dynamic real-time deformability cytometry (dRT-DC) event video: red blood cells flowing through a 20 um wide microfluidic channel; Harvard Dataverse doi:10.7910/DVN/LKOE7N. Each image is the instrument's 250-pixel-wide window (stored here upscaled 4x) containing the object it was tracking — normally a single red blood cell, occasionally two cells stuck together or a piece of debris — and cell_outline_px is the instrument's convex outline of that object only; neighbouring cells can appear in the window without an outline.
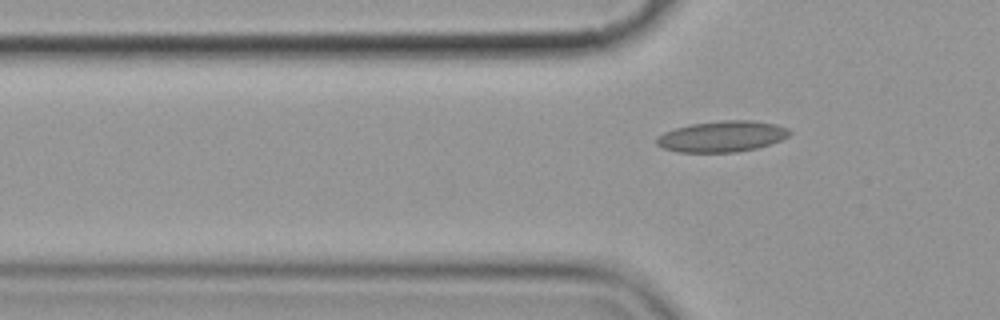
{"species": "common noctule bat (a hibernating species)", "species_latin": "Nyctalus noctula", "temperature_condition": "cold", "stored_images_in_passage": 3, "camera_frame_rate_fps": 3000, "um_per_image_px": 0.085, "animal": {"sex": "female", "body_mass_g": 19.9}, "frame": {"image": 1, "passage_image": 3, "time_ms": 2.333, "image_size_px": [1000, 320], "cell_outline_px": [[792, 132], [788, 136], [780, 140], [756, 148], [736, 152], [676, 152], [664, 148], [656, 144], [656, 136], [664, 132], [688, 124], [720, 120], [752, 120], [776, 124], [788, 128]], "centroid_in_image_um": [61.35, 11.58], "position_along_channel_um": 64.5, "area_um2": 24.1}}